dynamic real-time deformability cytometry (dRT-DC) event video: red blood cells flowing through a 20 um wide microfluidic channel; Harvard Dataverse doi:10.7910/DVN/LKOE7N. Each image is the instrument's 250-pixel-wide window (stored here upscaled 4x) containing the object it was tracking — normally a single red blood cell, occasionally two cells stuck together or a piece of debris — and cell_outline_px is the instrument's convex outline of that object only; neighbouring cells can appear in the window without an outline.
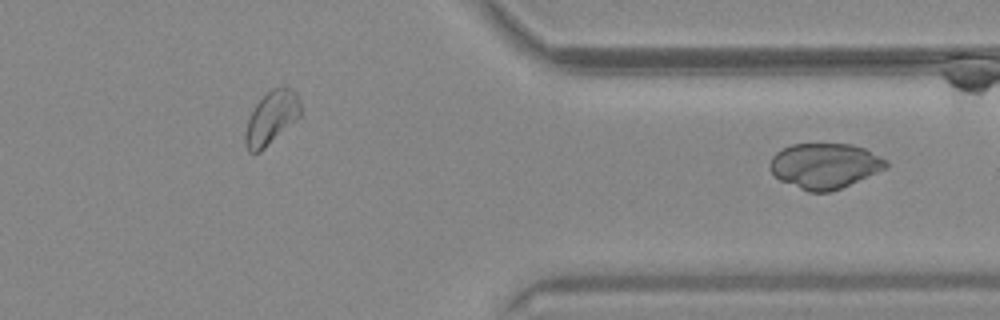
{"species": "common noctule bat (a hibernating species)", "species_latin": "Nyctalus noctula", "temperature_condition": "warm", "stored_images_in_passage": 39, "segment_of_instrument_passage": [2, 2], "camera_frame_rate_fps": 3000, "um_per_image_px": 0.085, "animal": {"sex": "male", "body_mass_g": 20.4}, "frame": {"image": 1, "passage_image": 39, "time_ms": 12.667, "image_size_px": [1000, 320], "cell_outline_px": [[888, 168], [840, 188], [828, 192], [808, 192], [780, 180], [768, 168], [768, 164], [772, 156], [776, 152], [792, 144], [852, 144], [864, 148], [888, 160]], "centroid_in_image_um": [70.1, 14.09], "position_along_channel_um": 341.3, "area_um2": 30.69}}